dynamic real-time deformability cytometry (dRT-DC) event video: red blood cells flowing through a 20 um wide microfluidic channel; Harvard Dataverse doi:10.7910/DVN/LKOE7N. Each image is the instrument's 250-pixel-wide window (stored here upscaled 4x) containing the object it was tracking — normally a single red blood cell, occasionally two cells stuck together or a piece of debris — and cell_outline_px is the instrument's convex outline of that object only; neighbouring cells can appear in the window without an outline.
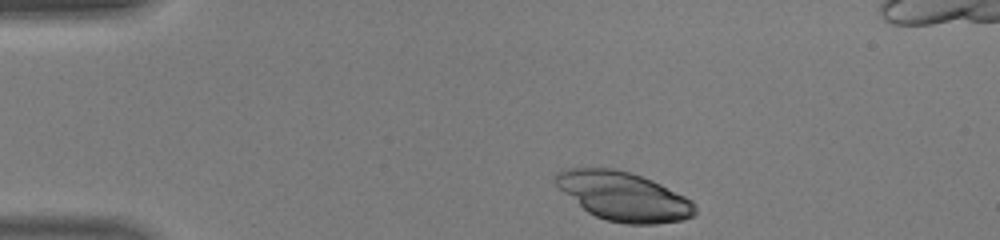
{"species": "human", "species_latin": "Homo sapiens", "temperature_condition": "warm", "stored_images_in_passage": 39, "camera_frame_rate_fps": 3000, "um_per_image_px": 0.085, "donor": {"sex": "male"}, "frame": {"image": 1, "passage_image": 1, "time_ms": 0.0, "image_size_px": [1000, 240], "cell_outline_px": [[696, 212], [692, 216], [684, 220], [656, 224], [628, 224], [608, 220], [596, 216], [588, 212], [564, 192], [556, 184], [552, 176], [556, 172], [568, 168], [612, 168], [628, 172], [652, 180], [692, 200], [696, 204]], "centroid_in_image_um": [53.01, 16.69], "position_along_channel_um": 32.0, "area_um2": 39.36}}
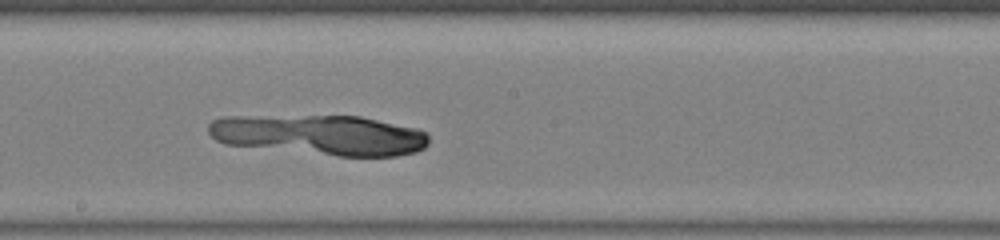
{"frame": {"image": 2, "passage_image": 18, "time_ms": 5.667, "image_size_px": [1000, 240], "cell_outline_px": [[428, 144], [424, 148], [416, 152], [396, 156], [336, 156], [224, 144], [216, 140], [208, 132], [208, 124], [212, 120], [224, 116], [360, 116], [420, 128], [428, 136]], "centroid_in_image_um": [27.21, 11.47], "position_along_channel_um": 221.0, "area_um2": 51.96}}
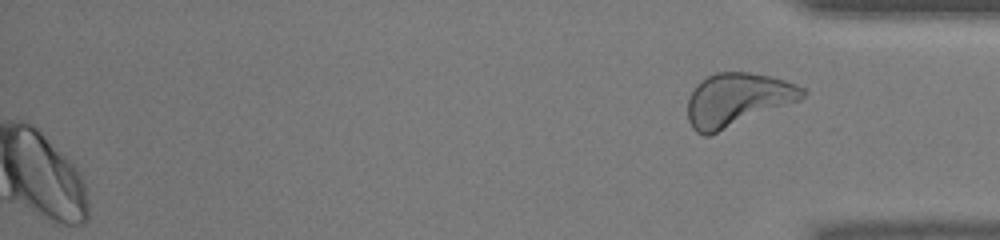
{"frame": {"image": 3, "passage_image": 39, "time_ms": 12.667, "image_size_px": [1000, 240], "cell_outline_px": [[808, 92], [800, 100], [708, 136], [704, 136], [696, 132], [692, 128], [688, 120], [688, 96], [696, 84], [700, 80], [716, 72], [748, 72], [768, 76], [784, 80], [796, 84], [804, 88]], "centroid_in_image_um": [62.65, 8.47], "position_along_channel_um": 372.6, "area_um2": 35.6}}